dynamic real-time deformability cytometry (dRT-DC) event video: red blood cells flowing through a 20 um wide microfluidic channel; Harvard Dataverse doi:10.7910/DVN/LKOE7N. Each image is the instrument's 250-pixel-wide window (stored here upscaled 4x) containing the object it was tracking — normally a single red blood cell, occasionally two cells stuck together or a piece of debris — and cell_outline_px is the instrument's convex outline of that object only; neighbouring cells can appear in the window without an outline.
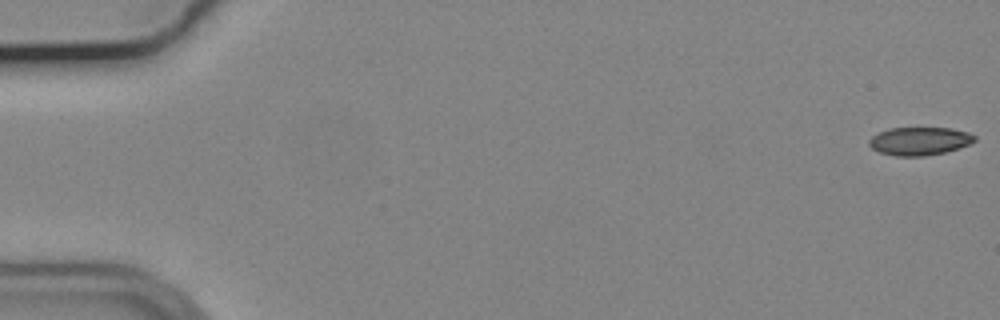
{"species": "common noctule bat (a hibernating species)", "species_latin": "Nyctalus noctula", "temperature_condition": "cold", "stored_images_in_passage": 56, "camera_frame_rate_fps": 3000, "um_per_image_px": 0.085, "animal": {"sex": "male", "body_mass_g": 19.2, "forearm_length_mm": 51.8}, "frame": {"image": 1, "passage_image": 1, "time_ms": 0.0, "image_size_px": [1000, 320], "cell_outline_px": [[976, 140], [972, 144], [944, 152], [924, 156], [896, 156], [880, 152], [872, 148], [868, 144], [868, 140], [872, 136], [888, 128], [952, 128], [968, 132], [976, 136]], "centroid_in_image_um": [78.18, 11.99], "position_along_channel_um": 6.8, "area_um2": 17.34}}
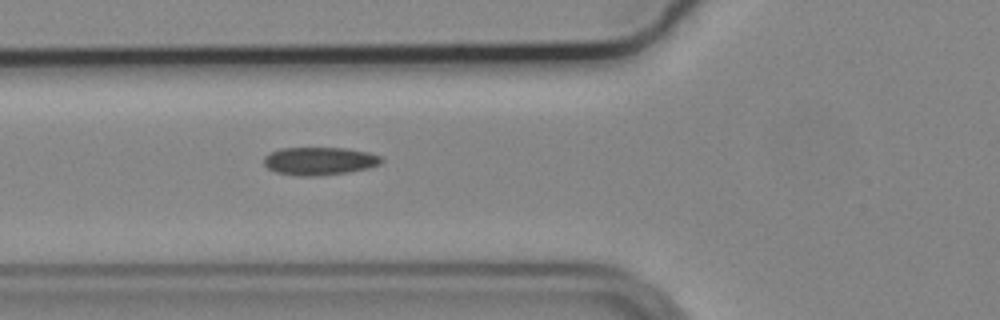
{"frame": {"image": 2, "passage_image": 21, "time_ms": 6.667, "image_size_px": [1000, 320], "cell_outline_px": [[384, 160], [380, 164], [368, 168], [348, 172], [320, 176], [296, 176], [276, 172], [268, 168], [264, 164], [264, 156], [268, 152], [280, 148], [348, 148], [368, 152], [380, 156]], "centroid_in_image_um": [27.14, 13.69], "position_along_channel_um": 98.7, "area_um2": 19.36}}
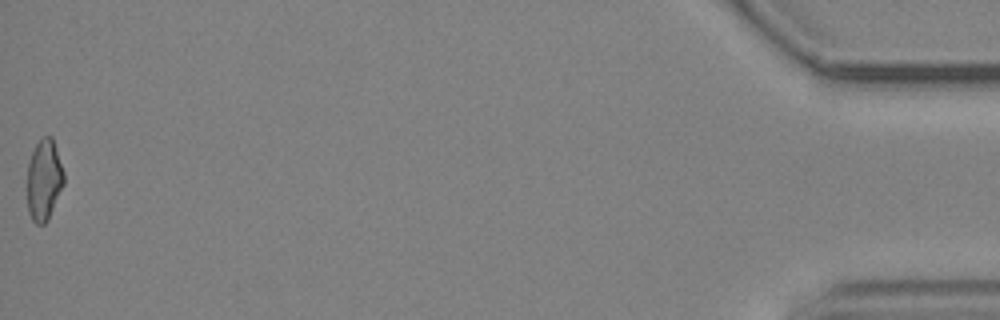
{"frame": {"image": 3, "passage_image": 56, "time_ms": 18.333, "image_size_px": [1000, 320], "cell_outline_px": [[64, 184], [48, 220], [44, 224], [36, 224], [32, 220], [28, 212], [28, 164], [32, 152], [36, 144], [44, 136], [52, 136], [64, 172]], "centroid_in_image_um": [3.75, 15.31], "position_along_channel_um": 431.4, "area_um2": 17.22}, "authors_computed_cell_mechanics": {"area_um2": 18.4093, "velocity_mm_per_s": 3.7151, "shape_relaxation_time_tau1_ms": null, "shape_relaxation_time_tau2_ms": 5.2383, "deformation_change_tau1": null, "deformation_change_tau2": 0.125}}